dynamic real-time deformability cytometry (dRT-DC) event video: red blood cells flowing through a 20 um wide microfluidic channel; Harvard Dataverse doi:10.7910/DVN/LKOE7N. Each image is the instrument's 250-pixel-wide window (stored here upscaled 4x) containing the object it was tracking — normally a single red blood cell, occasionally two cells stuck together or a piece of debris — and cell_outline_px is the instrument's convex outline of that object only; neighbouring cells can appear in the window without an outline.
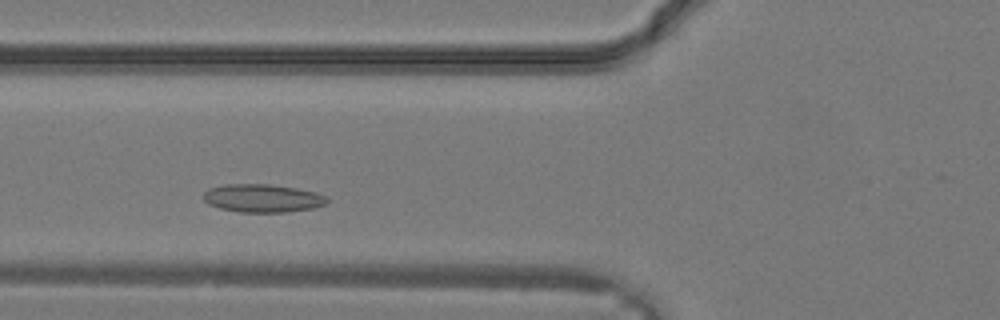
{"species": "common noctule bat (a hibernating species)", "species_latin": "Nyctalus noctula", "temperature_condition": "warm", "stored_images_in_passage": 23, "camera_frame_rate_fps": 3000, "um_per_image_px": 0.085, "animal": {"sex": "male", "body_mass_g": 19.2, "forearm_length_mm": 51.8}, "frame": {"image": 1, "passage_image": 3, "time_ms": 0.667, "image_size_px": [1000, 320], "cell_outline_px": [[328, 200], [324, 204], [312, 208], [284, 212], [240, 212], [220, 208], [208, 204], [204, 200], [204, 192], [208, 188], [224, 184], [268, 184], [296, 188], [316, 192], [328, 196]], "centroid_in_image_um": [22.3, 16.84], "position_along_channel_um": 103.5, "area_um2": 20.23}}
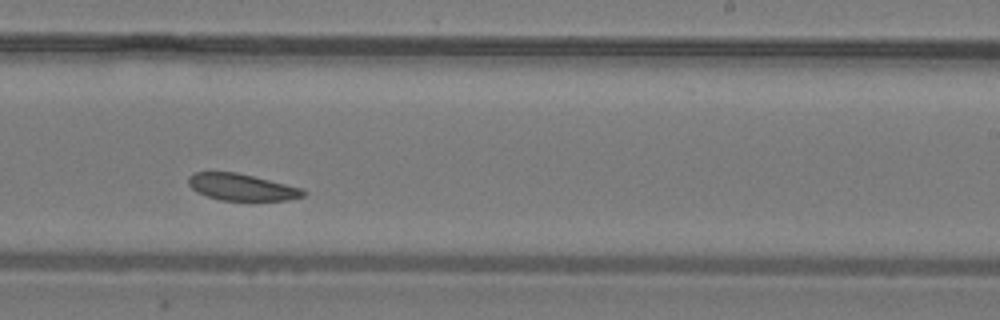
{"frame": {"image": 2, "passage_image": 11, "time_ms": 3.333, "image_size_px": [1000, 320], "cell_outline_px": [[308, 192], [304, 196], [288, 200], [220, 200], [196, 192], [188, 184], [188, 176], [192, 172], [236, 172], [300, 188]], "centroid_in_image_um": [20.5, 15.91], "position_along_channel_um": 268.5, "area_um2": 17.69}}
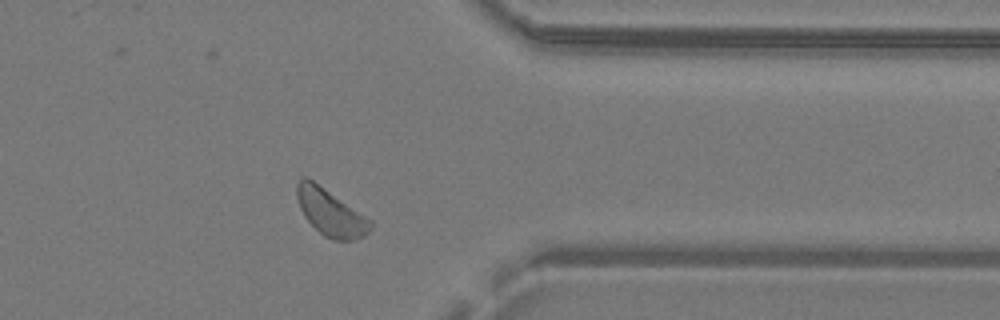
{"frame": {"image": 3, "passage_image": 17, "time_ms": 5.333, "image_size_px": [1000, 320], "cell_outline_px": [[372, 228], [364, 236], [352, 240], [332, 240], [324, 236], [304, 216], [300, 208], [296, 196], [296, 184], [300, 176], [304, 176], [312, 180], [372, 220]], "centroid_in_image_um": [28.08, 18.06], "position_along_channel_um": 383.3, "area_um2": 19.83}}